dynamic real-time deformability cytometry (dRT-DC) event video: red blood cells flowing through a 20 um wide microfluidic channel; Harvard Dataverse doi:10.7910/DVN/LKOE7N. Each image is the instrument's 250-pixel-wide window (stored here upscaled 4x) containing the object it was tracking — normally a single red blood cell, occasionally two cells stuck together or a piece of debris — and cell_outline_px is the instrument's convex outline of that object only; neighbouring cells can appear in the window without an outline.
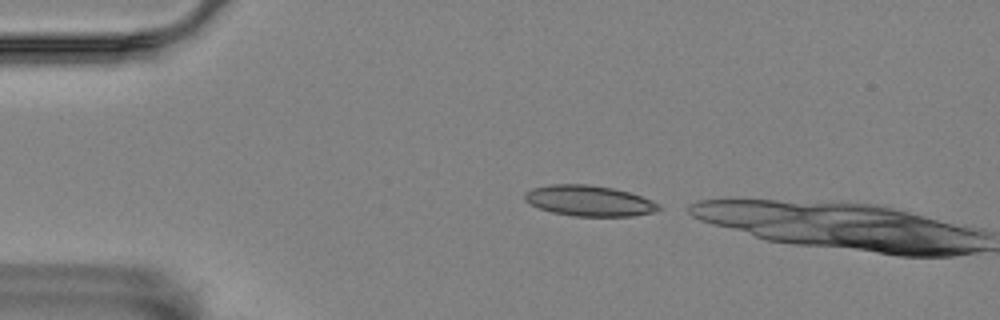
{"species": "Egyptian fruit bat (a non-hibernating species)", "species_latin": "Rousettus aegyptiacus", "temperature_condition": "room temperature", "stored_images_in_passage": 5, "segment_of_instrument_passage": [2, 2], "camera_frame_rate_fps": 3000, "um_per_image_px": 0.085, "animal": {"sex": "female"}, "frame": {"image": 1, "passage_image": 5, "time_ms": 1.333, "image_size_px": [1000, 320], "cell_outline_px": [[660, 208], [656, 212], [632, 216], [576, 216], [552, 212], [540, 208], [524, 200], [524, 192], [532, 188], [552, 184], [588, 184], [612, 188], [628, 192], [652, 200], [660, 204]], "centroid_in_image_um": [50.08, 17.06], "position_along_channel_um": 34.9, "area_um2": 23.87}}